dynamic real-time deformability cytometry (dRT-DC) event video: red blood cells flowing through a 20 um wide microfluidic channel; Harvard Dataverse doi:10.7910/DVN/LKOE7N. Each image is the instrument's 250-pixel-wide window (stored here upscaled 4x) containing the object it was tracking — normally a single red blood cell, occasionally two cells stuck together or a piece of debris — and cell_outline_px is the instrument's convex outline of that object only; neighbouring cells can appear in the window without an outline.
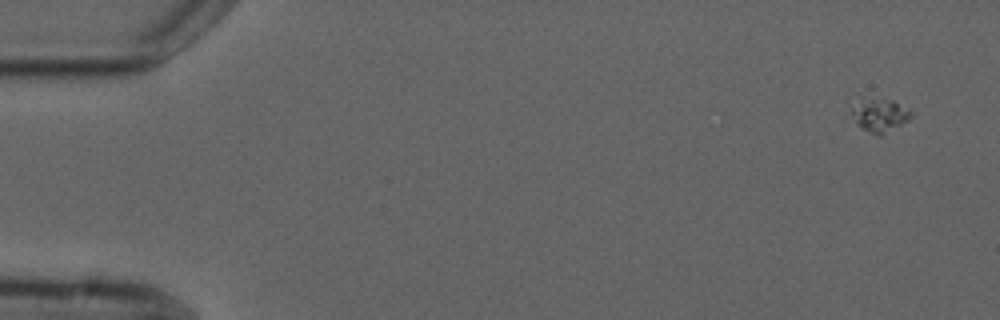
{"species": "common noctule bat (a hibernating species)", "species_latin": "Nyctalus noctula", "temperature_condition": "cold", "stored_images_in_passage": 5, "camera_frame_rate_fps": 3000, "um_per_image_px": 0.085, "animal": {"sex": "male", "forearm_length_mm": 52.5}, "frame": {"image": 1, "passage_image": 1, "time_ms": 0.0, "image_size_px": [1000, 320], "cell_outline_px": [[912, 116], [908, 120], [880, 136], [856, 124], [844, 116], [848, 100], [892, 100], [912, 108]], "centroid_in_image_um": [74.6, 9.74], "position_along_channel_um": 10.4, "area_um2": 12.31}}
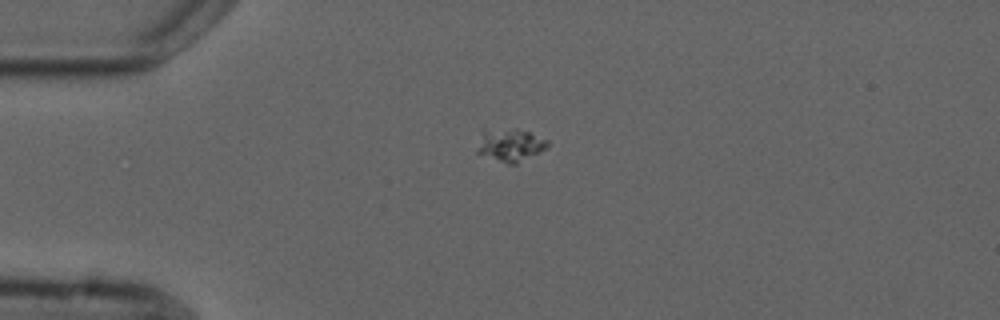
{"frame": {"image": 2, "passage_image": 4, "time_ms": 3.667, "image_size_px": [1000, 320], "cell_outline_px": [[548, 144], [540, 152], [516, 164], [508, 164], [476, 152], [476, 148], [484, 128], [516, 128], [528, 132], [548, 140]], "centroid_in_image_um": [43.33, 12.3], "position_along_channel_um": 41.7, "area_um2": 13.47}}